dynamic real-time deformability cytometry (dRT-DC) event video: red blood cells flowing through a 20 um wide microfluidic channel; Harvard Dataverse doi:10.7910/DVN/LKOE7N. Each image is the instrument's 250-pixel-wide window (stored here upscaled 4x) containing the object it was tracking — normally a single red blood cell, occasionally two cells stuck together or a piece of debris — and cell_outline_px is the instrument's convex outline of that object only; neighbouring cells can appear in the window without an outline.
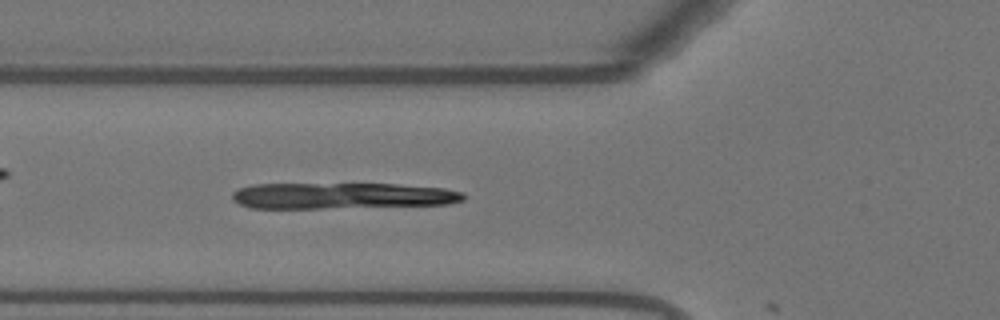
{"species": "Egyptian fruit bat (a non-hibernating species)", "species_latin": "Rousettus aegyptiacus", "temperature_condition": "warm", "stored_images_in_passage": 20, "camera_frame_rate_fps": 3000, "um_per_image_px": 0.085, "animal": {"sex": "female"}, "frame": {"image": 1, "passage_image": 19, "time_ms": 6.0, "image_size_px": [1000, 320], "cell_outline_px": [[464, 200], [448, 204], [320, 208], [252, 208], [240, 204], [232, 200], [232, 192], [240, 188], [256, 184], [396, 184], [444, 188], [464, 192]], "centroid_in_image_um": [29.07, 16.64], "position_along_channel_um": 96.7, "area_um2": 35.03}}